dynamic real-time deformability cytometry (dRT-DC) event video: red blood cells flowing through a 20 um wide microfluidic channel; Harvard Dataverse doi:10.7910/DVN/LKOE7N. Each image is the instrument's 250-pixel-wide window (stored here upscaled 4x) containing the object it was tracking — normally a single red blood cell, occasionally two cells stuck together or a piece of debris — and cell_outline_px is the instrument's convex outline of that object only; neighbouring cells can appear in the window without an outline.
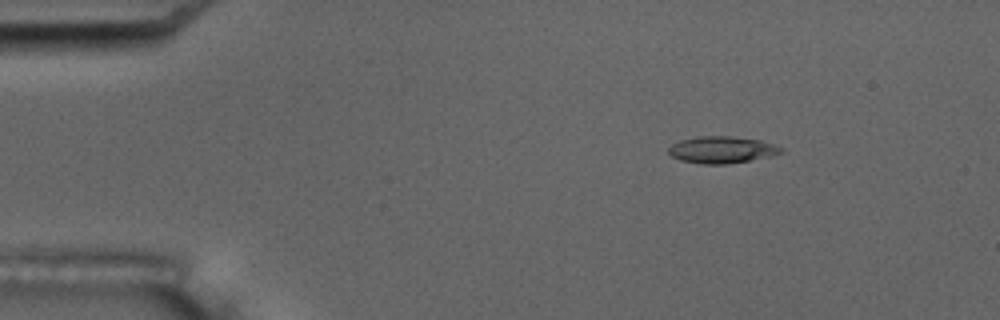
{"species": "common noctule bat (a hibernating species)", "species_latin": "Nyctalus noctula", "temperature_condition": "room temperature", "stored_images_in_passage": 16, "camera_frame_rate_fps": 3000, "um_per_image_px": 0.085, "animal": {"sex": "male", "body_mass_g": 17.5, "forearm_length_mm": 52.3}, "frame": {"image": 1, "passage_image": 3, "time_ms": 2.333, "image_size_px": [1000, 320], "cell_outline_px": [[784, 152], [772, 156], [724, 164], [700, 164], [680, 160], [672, 156], [668, 152], [668, 148], [672, 144], [680, 140], [696, 136], [732, 136], [760, 140], [784, 148]], "centroid_in_image_um": [61.35, 12.72], "position_along_channel_um": 23.7, "area_um2": 17.63}, "authors_computed_cell_mechanics": {"area_um2": 17.2244, "velocity_mm_per_s": 3.5569, "shape_relaxation_time_tau1_ms": 7.452, "shape_relaxation_time_tau2_ms": 3.7262, "deformation_change_tau1": 0.1623, "deformation_change_tau2": 0.1134}}